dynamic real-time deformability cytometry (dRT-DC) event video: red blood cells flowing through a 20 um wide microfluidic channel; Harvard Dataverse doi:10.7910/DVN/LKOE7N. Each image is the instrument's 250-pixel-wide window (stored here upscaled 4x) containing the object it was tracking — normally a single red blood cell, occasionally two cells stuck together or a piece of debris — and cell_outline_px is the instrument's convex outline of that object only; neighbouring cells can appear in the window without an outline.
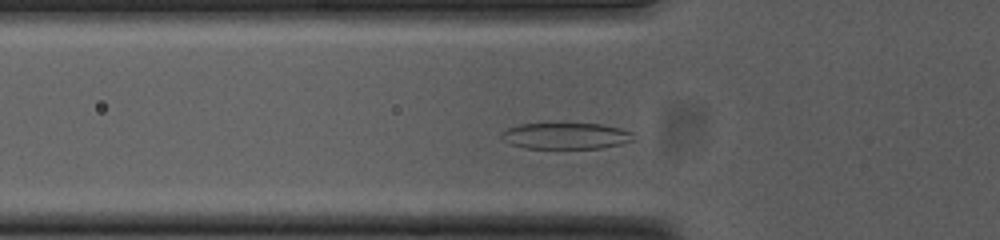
{"species": "common noctule bat (a hibernating species)", "species_latin": "Nyctalus noctula", "temperature_condition": "cold", "stored_images_in_passage": 43, "camera_frame_rate_fps": 3000, "um_per_image_px": 0.085, "animal": {"sex": "female", "body_mass_g": 23.0, "forearm_length_mm": 53.4}, "frame": {"image": 1, "passage_image": 11, "time_ms": 3.333, "image_size_px": [1000, 240], "cell_outline_px": [[636, 140], [620, 144], [600, 148], [524, 148], [512, 144], [504, 140], [500, 136], [500, 132], [508, 128], [520, 124], [600, 124], [620, 128], [632, 132]], "centroid_in_image_um": [48.11, 11.55], "position_along_channel_um": 77.7, "area_um2": 20.11}}
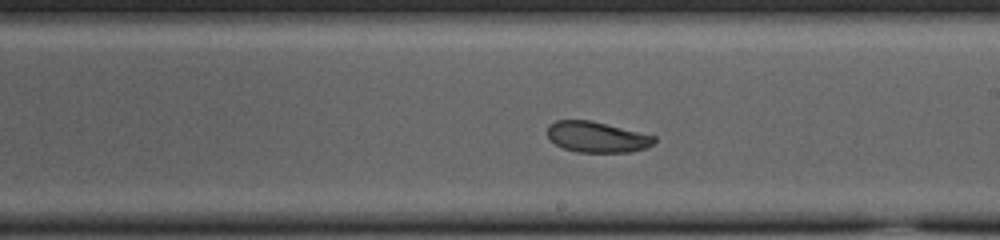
{"frame": {"image": 2, "passage_image": 24, "time_ms": 7.667, "image_size_px": [1000, 240], "cell_outline_px": [[656, 140], [648, 148], [628, 152], [576, 152], [564, 148], [556, 144], [548, 136], [548, 124], [556, 120], [588, 120], [656, 136]], "centroid_in_image_um": [50.74, 11.65], "position_along_channel_um": 238.3, "area_um2": 18.96}}
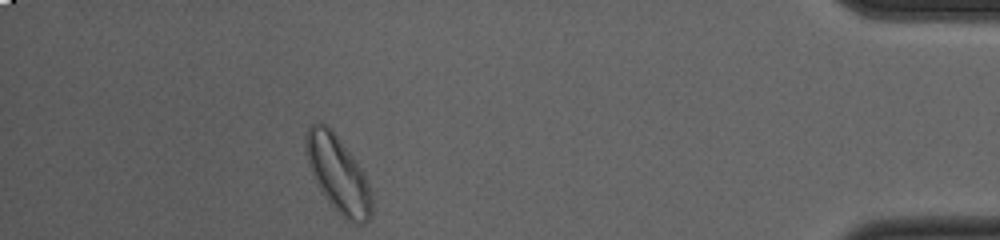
{"frame": {"image": 3, "passage_image": 42, "time_ms": 13.667, "image_size_px": [1000, 240], "cell_outline_px": [[372, 216], [364, 224], [356, 224], [344, 220], [340, 216], [324, 196], [312, 172], [308, 160], [304, 144], [304, 132], [312, 124], [324, 124], [340, 140], [352, 156], [360, 168], [368, 184], [372, 196]], "centroid_in_image_um": [28.74, 14.86], "position_along_channel_um": 406.5, "area_um2": 28.9}, "authors_computed_cell_mechanics": {"area_um2": 20.7502, "velocity_mm_per_s": 3.7027, "shape_relaxation_time_tau1_ms": 2.2452, "shape_relaxation_time_tau2_ms": 8.2768, "deformation_change_tau1": 0.1148, "deformation_change_tau2": 0.1262}}